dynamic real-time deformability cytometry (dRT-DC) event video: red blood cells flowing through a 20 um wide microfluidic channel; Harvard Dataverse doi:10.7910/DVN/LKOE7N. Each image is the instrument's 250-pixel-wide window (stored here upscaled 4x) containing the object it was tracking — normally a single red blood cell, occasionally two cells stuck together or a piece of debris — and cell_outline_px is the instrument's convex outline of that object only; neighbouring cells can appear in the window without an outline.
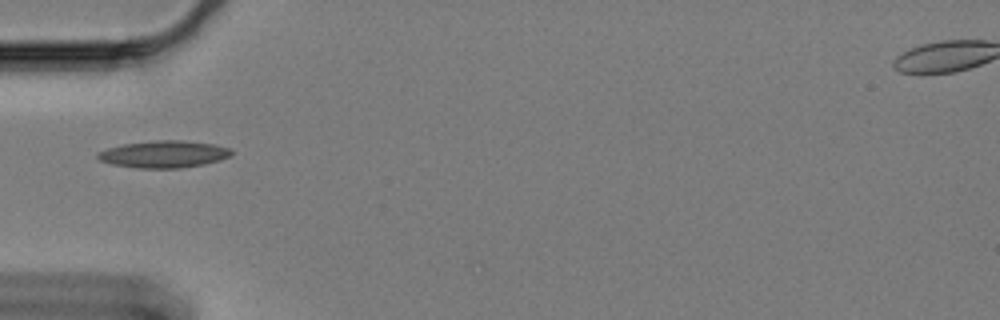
{"species": "Egyptian fruit bat (a non-hibernating species)", "species_latin": "Rousettus aegyptiacus", "temperature_condition": "cold", "stored_images_in_passage": 34, "camera_frame_rate_fps": 3000, "um_per_image_px": 0.085, "animal": {"sex": "female"}, "frame": {"image": 1, "passage_image": 1, "time_ms": 0.0, "image_size_px": [1000, 320], "cell_outline_px": [[232, 152], [228, 156], [220, 160], [204, 164], [180, 168], [136, 168], [112, 164], [100, 160], [96, 156], [96, 152], [108, 148], [124, 144], [156, 140], [184, 140], [212, 144], [232, 148]], "centroid_in_image_um": [13.91, 13.1], "position_along_channel_um": 71.1, "area_um2": 21.04}}
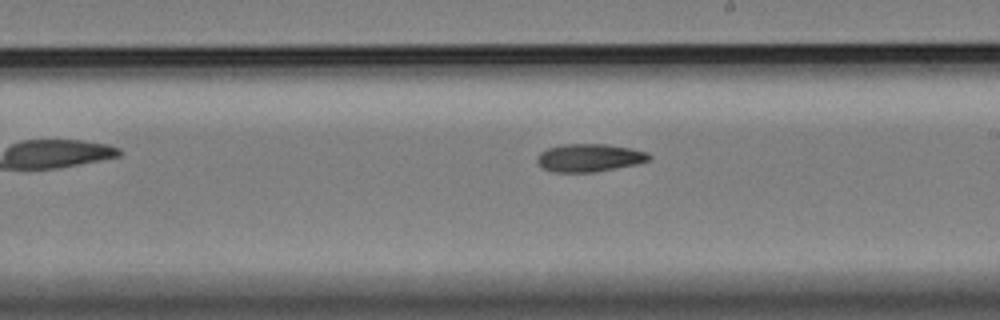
{"frame": {"image": 2, "passage_image": 16, "time_ms": 5.0, "image_size_px": [1000, 320], "cell_outline_px": [[652, 156], [648, 160], [636, 164], [596, 172], [552, 172], [540, 168], [536, 160], [536, 156], [540, 152], [548, 148], [560, 144], [604, 144], [632, 148], [648, 152]], "centroid_in_image_um": [50.05, 13.41], "position_along_channel_um": 239.0, "area_um2": 18.44}}
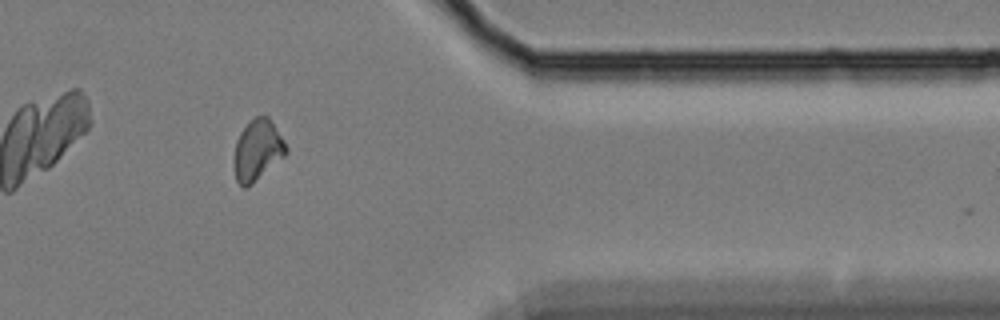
{"frame": {"image": 3, "passage_image": 31, "time_ms": 10.0, "image_size_px": [1000, 320], "cell_outline_px": [[288, 152], [284, 156], [252, 184], [244, 188], [236, 180], [236, 140], [240, 132], [256, 116], [268, 116], [284, 140], [288, 148]], "centroid_in_image_um": [21.93, 12.75], "position_along_channel_um": 389.5, "area_um2": 17.86}}